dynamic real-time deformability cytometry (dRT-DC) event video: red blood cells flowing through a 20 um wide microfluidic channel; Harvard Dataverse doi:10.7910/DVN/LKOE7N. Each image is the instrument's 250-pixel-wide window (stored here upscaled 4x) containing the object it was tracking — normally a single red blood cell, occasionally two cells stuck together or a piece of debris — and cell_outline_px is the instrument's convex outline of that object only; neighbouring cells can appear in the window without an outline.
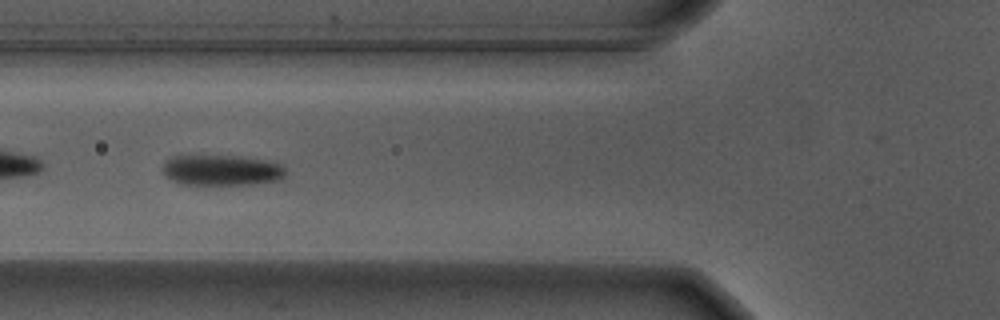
{"species": "Egyptian fruit bat (a non-hibernating species)", "species_latin": "Rousettus aegyptiacus", "temperature_condition": "warm", "stored_images_in_passage": 48, "camera_frame_rate_fps": 3000, "um_per_image_px": 0.085, "animal": {"sex": "male"}, "frame": {"image": 1, "passage_image": 13, "time_ms": 4.0, "image_size_px": [1000, 320], "cell_outline_px": [[288, 172], [280, 180], [252, 184], [180, 184], [164, 176], [164, 164], [168, 160], [176, 156], [236, 156], [260, 160], [280, 164]], "centroid_in_image_um": [18.85, 14.48], "position_along_channel_um": 106.9, "area_um2": 21.56}}
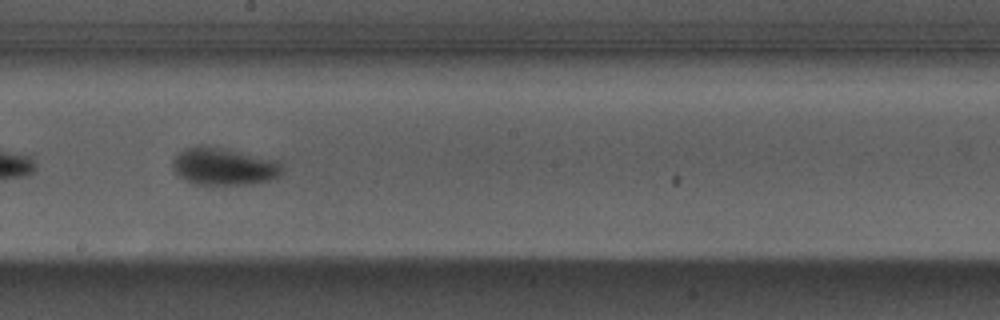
{"frame": {"image": 2, "passage_image": 23, "time_ms": 7.333, "image_size_px": [1000, 320], "cell_outline_px": [[284, 172], [272, 180], [248, 184], [192, 184], [180, 176], [172, 168], [172, 160], [184, 148], [200, 144], [240, 152], [276, 160], [280, 164]], "centroid_in_image_um": [19.0, 14.15], "position_along_channel_um": 229.2, "area_um2": 23.7}}
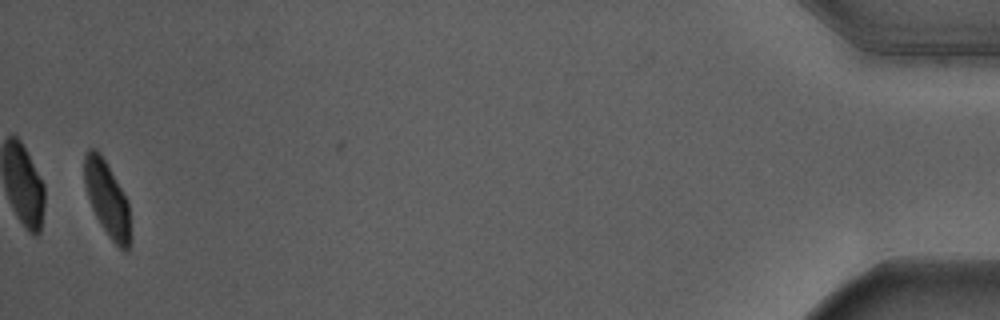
{"frame": {"image": 3, "passage_image": 47, "time_ms": 15.333, "image_size_px": [1000, 320], "cell_outline_px": [[128, 252], [124, 252], [112, 240], [100, 224], [92, 208], [84, 184], [84, 156], [88, 148], [96, 148], [104, 160], [128, 200]], "centroid_in_image_um": [9.06, 16.86], "position_along_channel_um": 426.1, "area_um2": 19.48}, "authors_computed_cell_mechanics": {"area_um2": 22.4553, "velocity_mm_per_s": 3.6709, "shape_relaxation_time_tau1_ms": 3.1288, "shape_relaxation_time_tau2_ms": null, "deformation_change_tau1": 0.1587, "deformation_change_tau2": null}}